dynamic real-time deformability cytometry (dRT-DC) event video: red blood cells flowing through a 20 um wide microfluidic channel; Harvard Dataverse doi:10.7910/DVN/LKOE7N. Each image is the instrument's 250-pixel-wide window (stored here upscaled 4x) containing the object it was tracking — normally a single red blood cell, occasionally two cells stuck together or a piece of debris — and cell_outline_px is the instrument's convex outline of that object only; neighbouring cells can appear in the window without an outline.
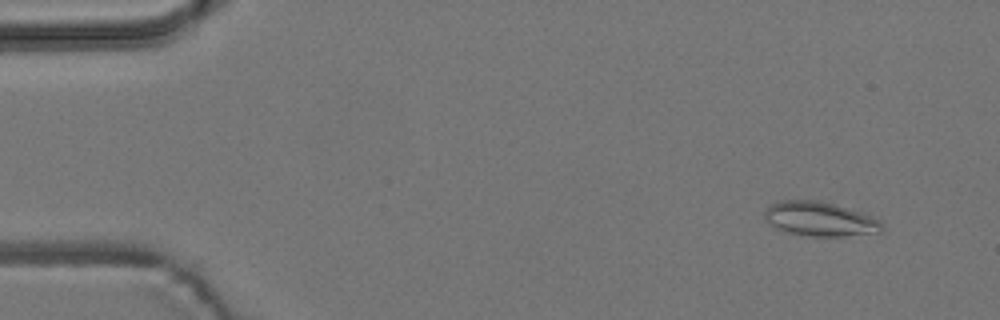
{"species": "common noctule bat (a hibernating species)", "species_latin": "Nyctalus noctula", "temperature_condition": "room temperature", "stored_images_in_passage": 14, "camera_frame_rate_fps": 3000, "um_per_image_px": 0.085, "animal": {"sex": "male", "body_mass_g": 19.2, "forearm_length_mm": 51.8}, "frame": {"image": 1, "passage_image": 2, "time_ms": 1.0, "image_size_px": [1000, 320], "cell_outline_px": [[884, 228], [880, 232], [840, 236], [812, 236], [784, 232], [768, 224], [764, 216], [764, 212], [772, 204], [780, 200], [820, 200], [860, 212], [872, 216], [880, 220], [884, 224]], "centroid_in_image_um": [69.68, 18.61], "position_along_channel_um": 15.3, "area_um2": 23.47}}
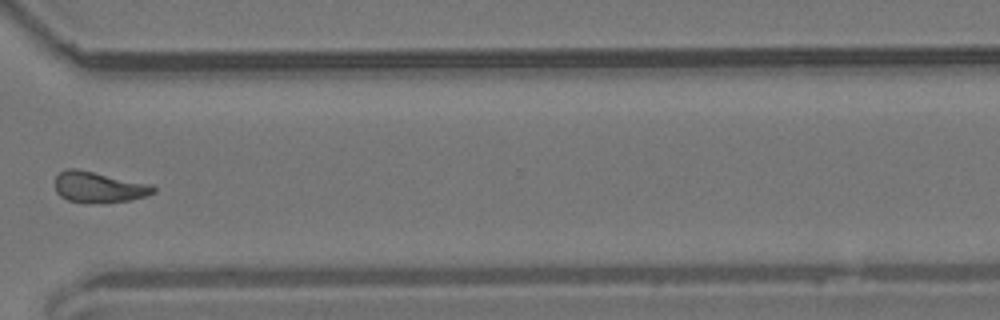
{"frame": {"image": 2, "passage_image": 11, "time_ms": 13.0, "image_size_px": [1000, 320], "cell_outline_px": [[156, 192], [144, 196], [128, 200], [68, 200], [60, 196], [56, 192], [56, 176], [60, 172], [68, 168], [76, 168], [152, 184], [156, 188]], "centroid_in_image_um": [8.41, 15.84], "position_along_channel_um": 362.2, "area_um2": 16.88}}
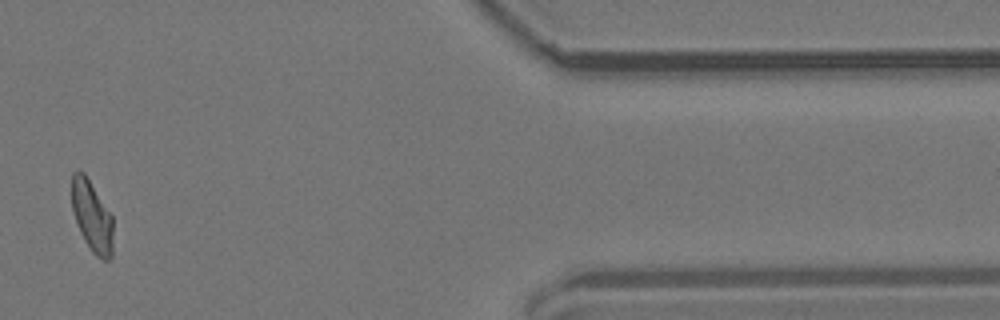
{"frame": {"image": 3, "passage_image": 13, "time_ms": 15.333, "image_size_px": [1000, 320], "cell_outline_px": [[112, 256], [108, 260], [104, 260], [96, 256], [92, 252], [84, 240], [80, 232], [72, 212], [72, 172], [76, 168], [84, 172], [112, 216]], "centroid_in_image_um": [7.79, 18.37], "position_along_channel_um": 403.6, "area_um2": 17.11}}